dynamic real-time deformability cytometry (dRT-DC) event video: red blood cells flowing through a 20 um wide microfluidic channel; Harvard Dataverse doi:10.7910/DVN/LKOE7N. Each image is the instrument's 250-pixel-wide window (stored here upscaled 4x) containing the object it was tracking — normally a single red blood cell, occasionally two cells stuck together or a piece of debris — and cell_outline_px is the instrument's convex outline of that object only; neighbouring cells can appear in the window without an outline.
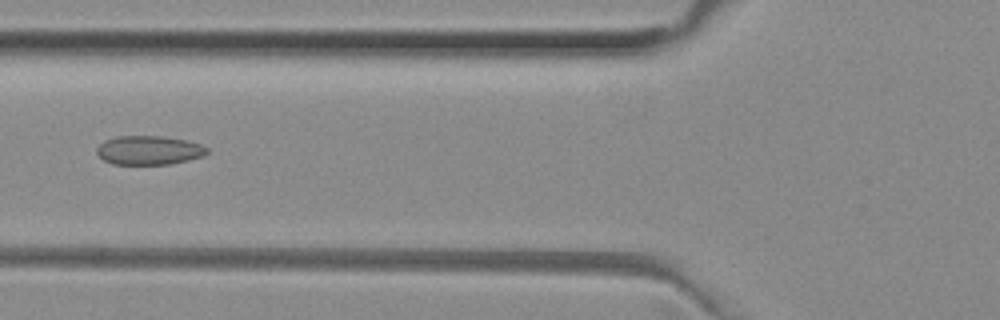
{"species": "common noctule bat (a hibernating species)", "species_latin": "Nyctalus noctula", "temperature_condition": "room temperature", "stored_images_in_passage": 51, "camera_frame_rate_fps": 3000, "um_per_image_px": 0.085, "animal": {"sex": "female", "body_mass_g": 29.2, "forearm_length_mm": 56.3}, "frame": {"image": 1, "passage_image": 19, "time_ms": 6.0, "image_size_px": [1000, 320], "cell_outline_px": [[208, 152], [204, 156], [172, 164], [112, 164], [104, 160], [96, 152], [96, 148], [104, 140], [116, 136], [160, 136], [188, 140], [200, 144], [208, 148]], "centroid_in_image_um": [12.67, 12.77], "position_along_channel_um": 113.1, "area_um2": 18.73}}
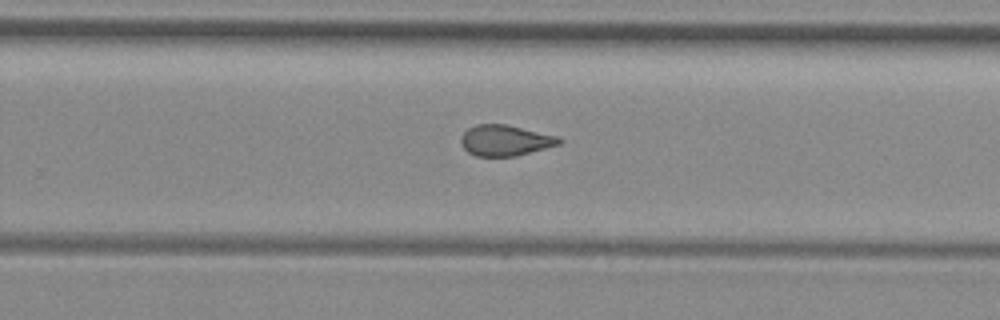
{"frame": {"image": 2, "passage_image": 32, "time_ms": 10.333, "image_size_px": [1000, 320], "cell_outline_px": [[564, 140], [560, 144], [516, 156], [476, 156], [468, 152], [460, 144], [460, 136], [468, 128], [476, 124], [504, 124], [560, 136]], "centroid_in_image_um": [42.94, 11.93], "position_along_channel_um": 286.9, "area_um2": 17.74}}
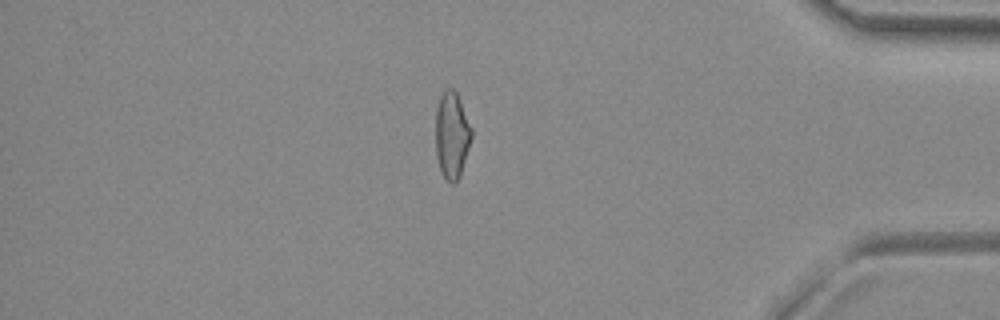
{"frame": {"image": 3, "passage_image": 43, "time_ms": 14.0, "image_size_px": [1000, 320], "cell_outline_px": [[472, 136], [460, 176], [452, 184], [444, 176], [440, 168], [436, 156], [436, 112], [440, 96], [448, 88], [452, 88], [456, 92], [460, 100], [472, 128]], "centroid_in_image_um": [38.41, 11.47], "position_along_channel_um": 396.8, "area_um2": 17.86}, "authors_computed_cell_mechanics": {"area_um2": 18.7272, "velocity_mm_per_s": 4.0159, "shape_relaxation_time_tau1_ms": null, "shape_relaxation_time_tau2_ms": 1.6119, "deformation_change_tau1": null, "deformation_change_tau2": 0.087}}